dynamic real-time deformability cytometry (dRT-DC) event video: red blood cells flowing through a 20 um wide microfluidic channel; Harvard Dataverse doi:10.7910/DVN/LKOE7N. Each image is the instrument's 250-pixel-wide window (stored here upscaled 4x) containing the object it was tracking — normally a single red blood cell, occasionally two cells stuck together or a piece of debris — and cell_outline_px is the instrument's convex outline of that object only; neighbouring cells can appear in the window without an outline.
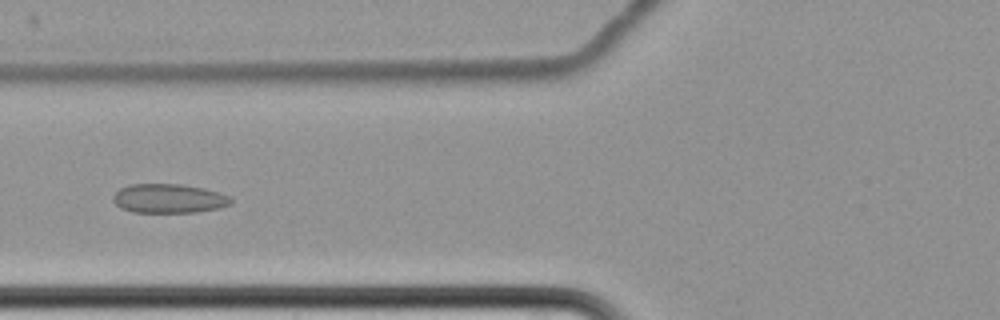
{"species": "common noctule bat (a hibernating species)", "species_latin": "Nyctalus noctula", "temperature_condition": "cold", "stored_images_in_passage": 9, "camera_frame_rate_fps": 3000, "um_per_image_px": 0.085, "animal": {"sex": "female", "body_mass_g": 22.7, "forearm_length_mm": 54.2}, "frame": {"image": 1, "passage_image": 9, "time_ms": 9.667, "image_size_px": [1000, 320], "cell_outline_px": [[232, 204], [220, 208], [196, 212], [132, 212], [120, 208], [112, 200], [112, 196], [120, 188], [128, 184], [180, 184], [204, 188], [220, 192], [232, 196]], "centroid_in_image_um": [14.37, 16.87], "position_along_channel_um": 111.4, "area_um2": 20.29}}